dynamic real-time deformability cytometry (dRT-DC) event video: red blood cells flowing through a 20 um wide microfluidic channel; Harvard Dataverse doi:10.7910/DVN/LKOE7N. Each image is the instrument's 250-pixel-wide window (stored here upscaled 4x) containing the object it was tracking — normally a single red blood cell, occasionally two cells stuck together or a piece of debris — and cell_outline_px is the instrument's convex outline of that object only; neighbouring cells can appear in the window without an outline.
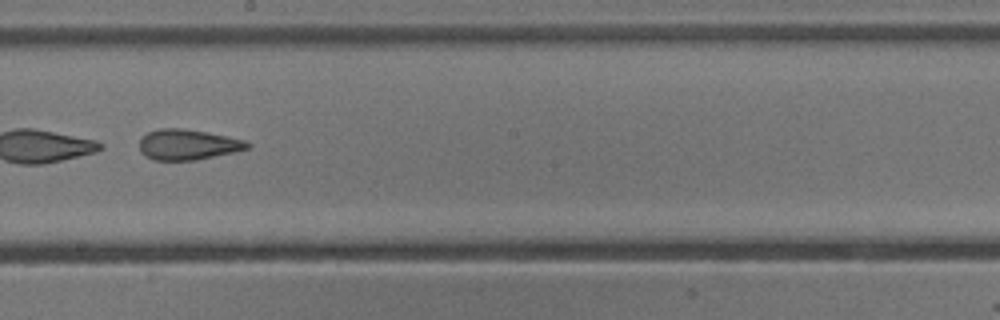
{"species": "common noctule bat (a hibernating species)", "species_latin": "Nyctalus noctula", "temperature_condition": "cold", "stored_images_in_passage": 10, "camera_frame_rate_fps": 3000, "um_per_image_px": 0.085, "animal": {"sex": "male", "body_mass_g": 13.3}, "frame": {"image": 1, "passage_image": 9, "time_ms": 2.667, "image_size_px": [1000, 320], "cell_outline_px": [[252, 144], [248, 148], [232, 152], [196, 160], [152, 160], [140, 152], [140, 136], [148, 132], [160, 128], [184, 128], [208, 132], [244, 140]], "centroid_in_image_um": [15.92, 12.28], "position_along_channel_um": 232.3, "area_um2": 19.19}}
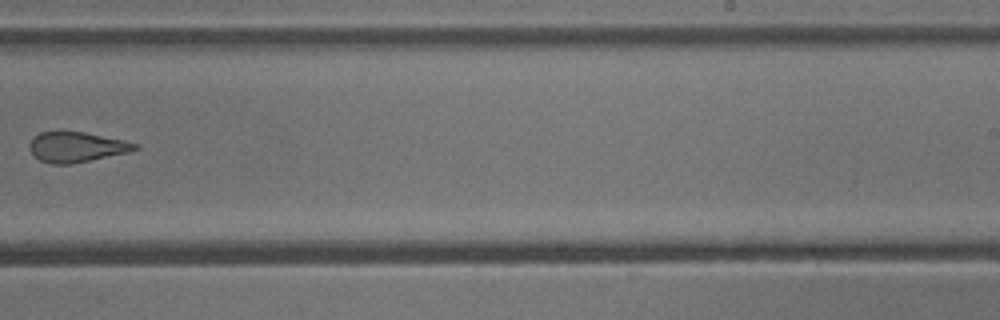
{"frame": {"image": 2, "passage_image": 10, "time_ms": 3.0, "image_size_px": [1000, 320], "cell_outline_px": [[140, 148], [128, 152], [72, 164], [52, 164], [40, 160], [32, 156], [28, 148], [28, 144], [40, 132], [84, 132], [124, 140], [136, 144]], "centroid_in_image_um": [6.47, 12.51], "position_along_channel_um": 282.5, "area_um2": 18.44}}